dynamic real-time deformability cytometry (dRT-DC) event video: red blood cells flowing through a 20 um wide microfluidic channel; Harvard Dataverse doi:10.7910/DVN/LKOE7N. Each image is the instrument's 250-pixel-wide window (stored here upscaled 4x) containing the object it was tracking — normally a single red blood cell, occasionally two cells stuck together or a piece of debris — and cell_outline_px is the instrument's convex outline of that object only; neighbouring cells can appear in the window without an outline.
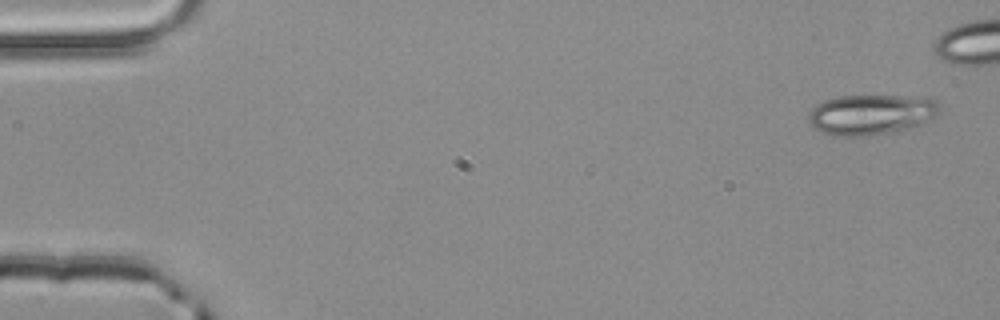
{"species": "common noctule bat (a hibernating species)", "species_latin": "Nyctalus noctula", "temperature_condition": "room temperature", "stored_images_in_passage": 6, "camera_frame_rate_fps": 3000, "um_per_image_px": 0.085, "animal": {"sex": "male", "body_mass_g": 20.4}, "frame": {"image": 1, "passage_image": 1, "time_ms": 0.0, "image_size_px": [1000, 320], "cell_outline_px": [[940, 112], [936, 116], [920, 124], [908, 128], [888, 132], [864, 136], [832, 136], [816, 128], [808, 120], [808, 116], [812, 108], [816, 104], [824, 100], [840, 96], [932, 96], [940, 104]], "centroid_in_image_um": [74.09, 9.71], "position_along_channel_um": 10.9, "area_um2": 30.87}}